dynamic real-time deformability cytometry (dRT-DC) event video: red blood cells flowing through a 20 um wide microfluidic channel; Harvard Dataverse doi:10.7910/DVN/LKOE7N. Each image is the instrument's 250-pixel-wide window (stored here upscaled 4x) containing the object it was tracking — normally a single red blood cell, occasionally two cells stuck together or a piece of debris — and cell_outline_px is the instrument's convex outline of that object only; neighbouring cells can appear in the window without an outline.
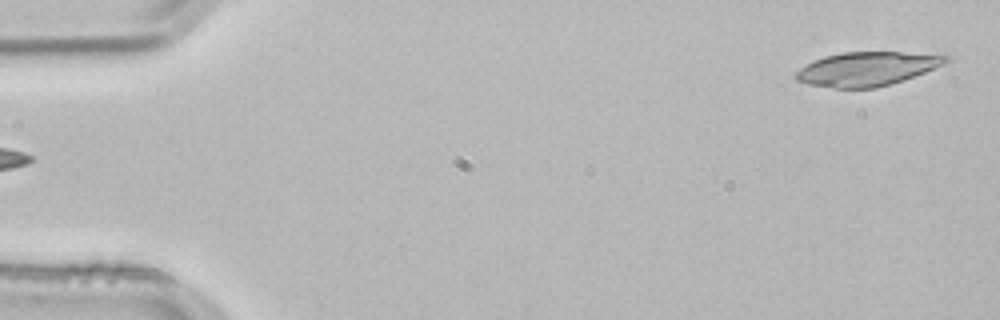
{"species": "common noctule bat (a hibernating species)", "species_latin": "Nyctalus noctula", "temperature_condition": "room temperature", "stored_images_in_passage": 3, "camera_frame_rate_fps": 3000, "um_per_image_px": 0.085, "animal": {"sex": "male", "body_mass_g": 21.5, "forearm_length_mm": 52.0}, "frame": {"image": 1, "passage_image": 1, "time_ms": 0.0, "image_size_px": [1000, 320], "cell_outline_px": [[952, 60], [944, 64], [904, 80], [892, 84], [876, 88], [836, 88], [808, 84], [796, 80], [792, 76], [800, 68], [824, 56], [844, 52], [900, 52], [952, 56]], "centroid_in_image_um": [73.7, 5.86], "position_along_channel_um": 11.3, "area_um2": 29.59}}